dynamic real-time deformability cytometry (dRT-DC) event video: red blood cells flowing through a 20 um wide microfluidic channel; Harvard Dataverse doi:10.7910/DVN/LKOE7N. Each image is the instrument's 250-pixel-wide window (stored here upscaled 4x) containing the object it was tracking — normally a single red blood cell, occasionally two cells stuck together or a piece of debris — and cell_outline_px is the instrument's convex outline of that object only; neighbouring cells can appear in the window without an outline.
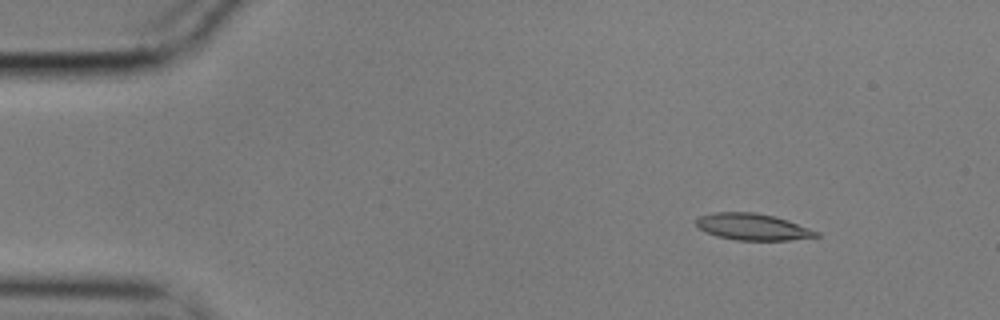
{"species": "common noctule bat (a hibernating species)", "species_latin": "Nyctalus noctula", "temperature_condition": "cold", "stored_images_in_passage": 50, "camera_frame_rate_fps": 3000, "um_per_image_px": 0.085, "animal": {"sex": "male", "body_mass_g": 17.9}, "frame": {"image": 1, "passage_image": 1, "time_ms": 0.0, "image_size_px": [1000, 320], "cell_outline_px": [[820, 236], [792, 240], [736, 240], [716, 236], [704, 232], [696, 224], [696, 220], [700, 216], [712, 212], [756, 212], [788, 220], [820, 232]], "centroid_in_image_um": [63.98, 19.28], "position_along_channel_um": 21.0, "area_um2": 18.67}}
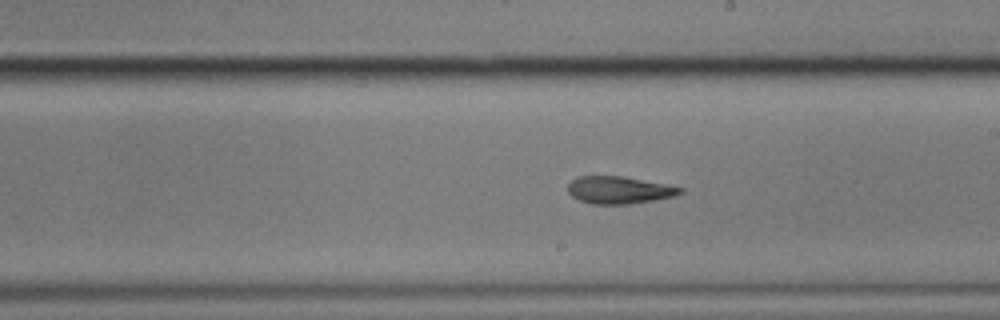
{"frame": {"image": 2, "passage_image": 26, "time_ms": 8.333, "image_size_px": [1000, 320], "cell_outline_px": [[684, 192], [676, 196], [656, 200], [628, 204], [592, 204], [580, 200], [572, 196], [568, 192], [568, 184], [576, 176], [620, 176], [668, 184], [684, 188]], "centroid_in_image_um": [52.66, 16.15], "position_along_channel_um": 236.3, "area_um2": 18.03}}
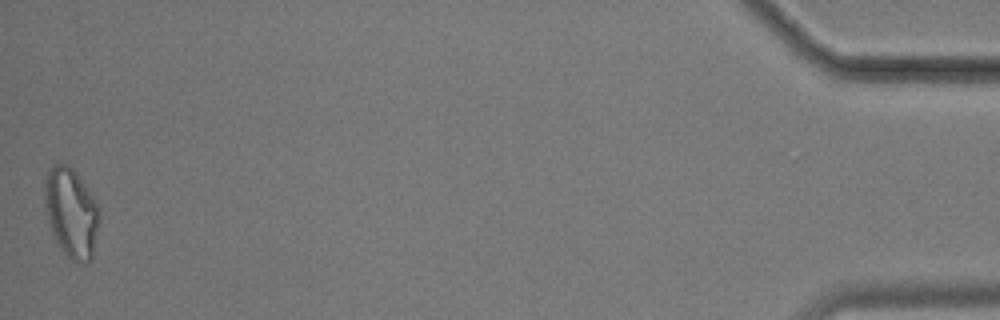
{"frame": {"image": 3, "passage_image": 50, "time_ms": 16.333, "image_size_px": [1000, 320], "cell_outline_px": [[100, 220], [92, 260], [72, 260], [60, 248], [52, 232], [48, 220], [44, 204], [44, 184], [48, 168], [52, 164], [64, 164], [72, 168], [76, 172], [92, 196], [100, 212]], "centroid_in_image_um": [6.04, 18.05], "position_along_channel_um": 429.2, "area_um2": 28.32}, "authors_computed_cell_mechanics": {"area_um2": 18.7561, "velocity_mm_per_s": 3.5462, "shape_relaxation_time_tau1_ms": null, "shape_relaxation_time_tau2_ms": 5.5456, "deformation_change_tau1": null, "deformation_change_tau2": 0.1263}}